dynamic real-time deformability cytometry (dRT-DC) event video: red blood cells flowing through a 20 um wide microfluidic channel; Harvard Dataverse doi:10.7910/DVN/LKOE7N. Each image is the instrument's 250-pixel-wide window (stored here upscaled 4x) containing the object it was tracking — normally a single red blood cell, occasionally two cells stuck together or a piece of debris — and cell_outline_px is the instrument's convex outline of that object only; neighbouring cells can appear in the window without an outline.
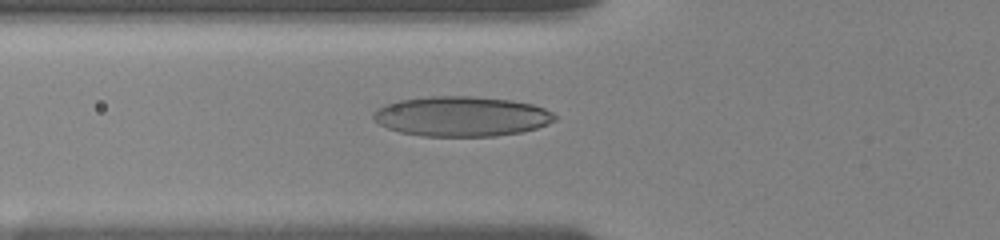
{"species": "human", "species_latin": "Homo sapiens", "temperature_condition": "room temperature", "stored_images_in_passage": 15, "camera_frame_rate_fps": 3000, "um_per_image_px": 0.085, "donor": {"sex": "female"}, "frame": {"image": 1, "passage_image": 13, "time_ms": 6.0, "image_size_px": [1000, 240], "cell_outline_px": [[556, 120], [548, 124], [536, 128], [520, 132], [496, 136], [420, 136], [400, 132], [388, 128], [380, 124], [372, 116], [372, 112], [376, 108], [384, 104], [400, 100], [428, 96], [472, 96], [512, 100], [532, 104], [544, 108], [552, 112], [556, 116]], "centroid_in_image_um": [39.21, 9.88], "position_along_channel_um": 86.6, "area_um2": 42.43}}
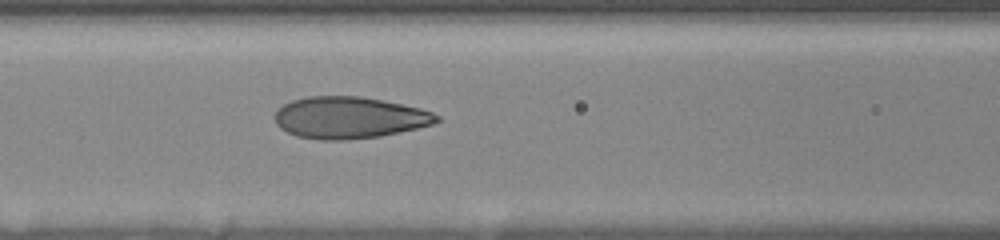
{"frame": {"image": 2, "passage_image": 15, "time_ms": 7.333, "image_size_px": [1000, 240], "cell_outline_px": [[440, 120], [432, 124], [416, 128], [380, 136], [344, 140], [320, 140], [296, 136], [280, 128], [276, 124], [276, 112], [284, 104], [292, 100], [308, 96], [360, 96], [384, 100], [420, 108], [432, 112], [440, 116]], "centroid_in_image_um": [29.69, 9.99], "position_along_channel_um": 136.9, "area_um2": 39.25}}